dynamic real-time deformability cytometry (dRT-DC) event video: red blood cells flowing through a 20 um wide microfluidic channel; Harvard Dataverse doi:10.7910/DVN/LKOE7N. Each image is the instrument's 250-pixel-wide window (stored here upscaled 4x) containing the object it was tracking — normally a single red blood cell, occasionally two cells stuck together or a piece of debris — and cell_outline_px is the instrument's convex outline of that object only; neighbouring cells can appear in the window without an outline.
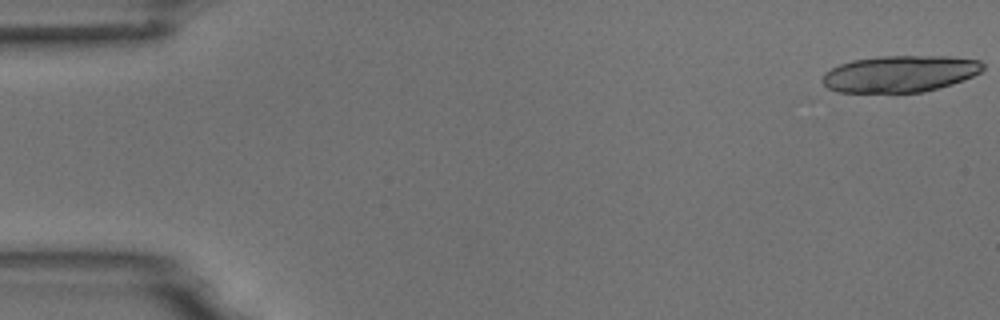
{"species": "common noctule bat (a hibernating species)", "species_latin": "Nyctalus noctula", "temperature_condition": "room temperature", "stored_images_in_passage": 11, "camera_frame_rate_fps": 3000, "um_per_image_px": 0.085, "animal": {"sex": "male", "body_mass_g": 18.8}, "frame": {"image": 1, "passage_image": 1, "time_ms": 0.0, "image_size_px": [1000, 320], "cell_outline_px": [[984, 68], [980, 72], [972, 76], [952, 84], [924, 92], [836, 92], [828, 88], [820, 80], [824, 72], [840, 64], [852, 60], [880, 56], [948, 56], [980, 60], [984, 64]], "centroid_in_image_um": [76.48, 6.27], "position_along_channel_um": 8.5, "area_um2": 34.33}}